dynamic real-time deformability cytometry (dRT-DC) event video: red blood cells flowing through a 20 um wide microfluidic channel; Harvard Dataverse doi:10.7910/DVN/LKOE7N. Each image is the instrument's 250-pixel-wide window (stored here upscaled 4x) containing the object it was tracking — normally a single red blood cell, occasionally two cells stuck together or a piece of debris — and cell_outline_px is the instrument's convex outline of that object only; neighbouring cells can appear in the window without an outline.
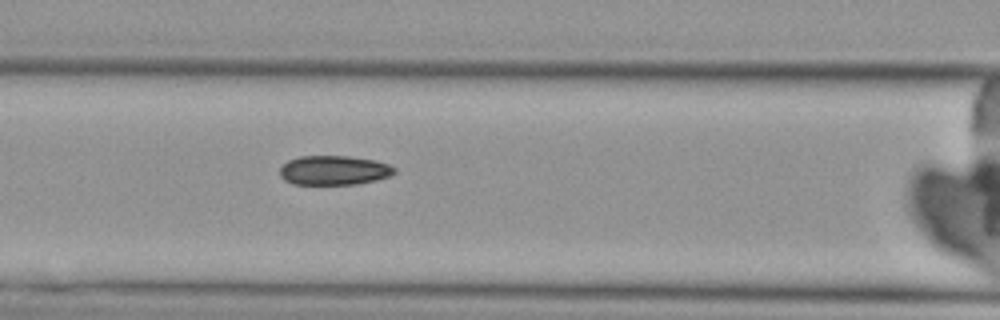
{"species": "Egyptian fruit bat (a non-hibernating species)", "species_latin": "Rousettus aegyptiacus", "temperature_condition": "cold", "stored_images_in_passage": 6, "segment_of_instrument_passage": [1, 2], "camera_frame_rate_fps": 3000, "um_per_image_px": 0.085, "animal": {"sex": "female"}, "frame": {"image": 1, "passage_image": 5, "time_ms": 5.0, "image_size_px": [1000, 320], "cell_outline_px": [[396, 172], [388, 176], [376, 180], [356, 184], [292, 184], [284, 180], [280, 176], [280, 168], [288, 160], [300, 156], [348, 156], [376, 160], [388, 164], [396, 168]], "centroid_in_image_um": [28.38, 14.47], "position_along_channel_um": 138.2, "area_um2": 19.65}}